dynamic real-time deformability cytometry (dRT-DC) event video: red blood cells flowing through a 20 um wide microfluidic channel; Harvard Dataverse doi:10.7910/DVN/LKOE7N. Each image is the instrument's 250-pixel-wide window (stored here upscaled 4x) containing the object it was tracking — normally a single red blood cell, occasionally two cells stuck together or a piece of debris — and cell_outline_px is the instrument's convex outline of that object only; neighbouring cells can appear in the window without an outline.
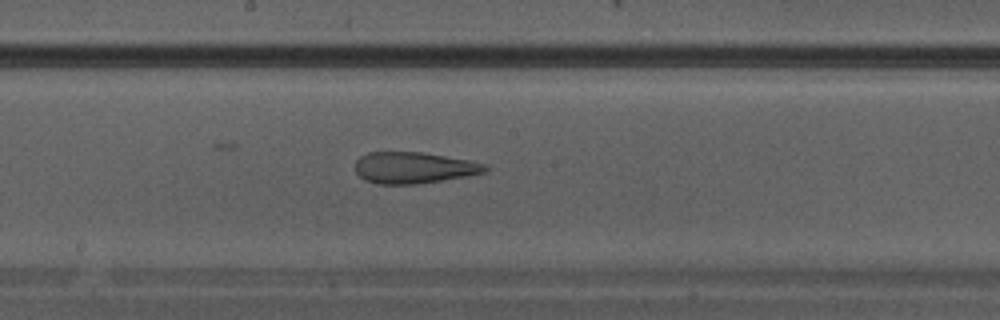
{"species": "Egyptian fruit bat (a non-hibernating species)", "species_latin": "Rousettus aegyptiacus", "temperature_condition": "warm", "stored_images_in_passage": 18, "camera_frame_rate_fps": 3000, "um_per_image_px": 0.085, "animal": {"sex": "male"}, "frame": {"image": 1, "passage_image": 16, "time_ms": 5.0, "image_size_px": [1000, 320], "cell_outline_px": [[492, 168], [484, 172], [468, 176], [416, 184], [380, 184], [364, 180], [356, 172], [356, 160], [360, 156], [368, 152], [420, 152], [468, 160], [488, 164]], "centroid_in_image_um": [35.19, 14.26], "position_along_channel_um": 213.0, "area_um2": 23.76}}
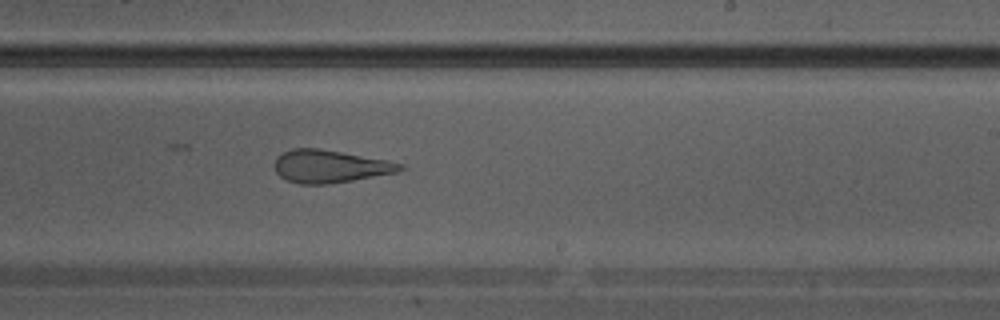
{"frame": {"image": 2, "passage_image": 18, "time_ms": 5.667, "image_size_px": [1000, 320], "cell_outline_px": [[408, 168], [396, 172], [352, 180], [328, 184], [300, 184], [288, 180], [280, 176], [276, 172], [272, 164], [276, 156], [292, 148], [320, 148], [388, 160], [404, 164]], "centroid_in_image_um": [28.03, 14.13], "position_along_channel_um": 261.0, "area_um2": 24.1}}